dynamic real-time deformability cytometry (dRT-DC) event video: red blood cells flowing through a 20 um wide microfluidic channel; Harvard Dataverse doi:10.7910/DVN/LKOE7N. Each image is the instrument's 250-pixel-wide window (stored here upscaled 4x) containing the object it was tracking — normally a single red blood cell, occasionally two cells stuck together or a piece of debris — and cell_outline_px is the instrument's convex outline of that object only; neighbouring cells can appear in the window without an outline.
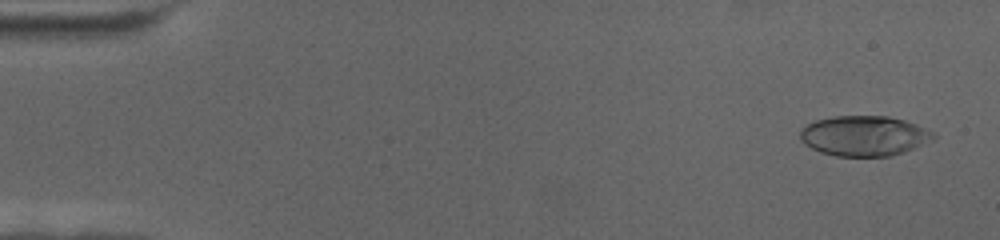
{"species": "human", "species_latin": "Homo sapiens", "temperature_condition": "cold", "stored_images_in_passage": 68, "camera_frame_rate_fps": 3000, "um_per_image_px": 0.085, "donor": {"sex": "female"}, "frame": {"image": 1, "passage_image": 3, "time_ms": 0.667, "image_size_px": [1000, 240], "cell_outline_px": [[936, 140], [904, 152], [892, 156], [836, 156], [820, 152], [804, 144], [800, 140], [800, 128], [816, 120], [836, 116], [888, 116], [904, 120], [916, 124], [936, 132]], "centroid_in_image_um": [73.5, 11.55], "position_along_channel_um": 11.5, "area_um2": 31.56}}
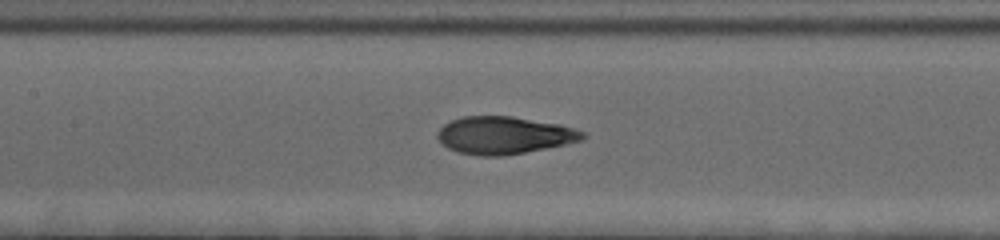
{"frame": {"image": 2, "passage_image": 32, "time_ms": 10.333, "image_size_px": [1000, 240], "cell_outline_px": [[588, 136], [584, 140], [524, 152], [500, 156], [480, 156], [456, 152], [448, 148], [436, 136], [436, 132], [444, 124], [460, 116], [512, 116], [560, 124], [584, 132]], "centroid_in_image_um": [42.83, 11.49], "position_along_channel_um": 164.6, "area_um2": 31.67}}
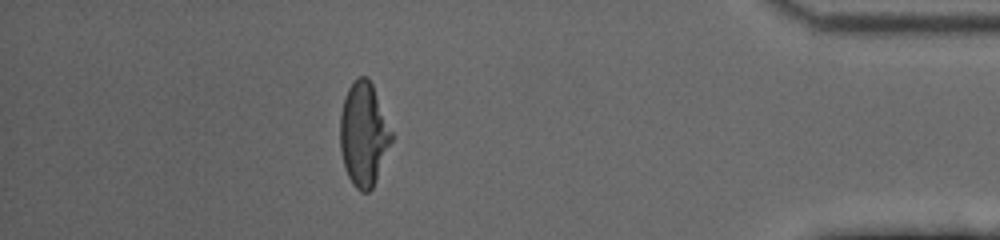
{"frame": {"image": 3, "passage_image": 60, "time_ms": 19.667, "image_size_px": [1000, 240], "cell_outline_px": [[392, 140], [376, 180], [372, 188], [368, 192], [360, 192], [352, 184], [344, 168], [340, 148], [340, 116], [344, 100], [348, 88], [360, 76], [368, 76], [372, 84], [392, 132]], "centroid_in_image_um": [30.9, 11.44], "position_along_channel_um": 404.3, "area_um2": 30.75}}